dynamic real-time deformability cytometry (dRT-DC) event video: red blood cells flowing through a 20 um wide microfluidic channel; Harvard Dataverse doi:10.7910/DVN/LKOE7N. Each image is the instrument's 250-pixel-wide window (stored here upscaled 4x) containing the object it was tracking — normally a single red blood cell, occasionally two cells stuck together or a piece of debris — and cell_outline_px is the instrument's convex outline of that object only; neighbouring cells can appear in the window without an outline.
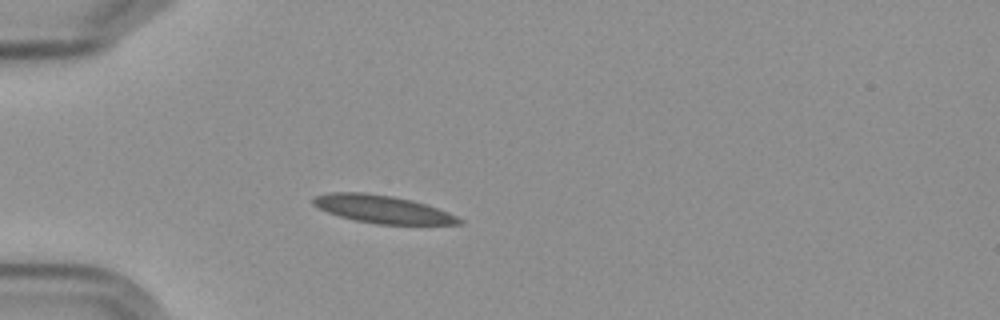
{"species": "Egyptian fruit bat (a non-hibernating species)", "species_latin": "Rousettus aegyptiacus", "temperature_condition": "cold", "stored_images_in_passage": 3, "camera_frame_rate_fps": 3000, "um_per_image_px": 0.085, "frame": {"image": 1, "passage_image": 3, "time_ms": 2.0, "image_size_px": [1000, 320], "cell_outline_px": [[464, 224], [376, 224], [352, 220], [328, 212], [312, 204], [312, 200], [316, 196], [328, 192], [364, 192], [392, 196], [412, 200], [448, 212], [464, 220]], "centroid_in_image_um": [32.5, 17.78], "position_along_channel_um": 52.5, "area_um2": 23.52}}